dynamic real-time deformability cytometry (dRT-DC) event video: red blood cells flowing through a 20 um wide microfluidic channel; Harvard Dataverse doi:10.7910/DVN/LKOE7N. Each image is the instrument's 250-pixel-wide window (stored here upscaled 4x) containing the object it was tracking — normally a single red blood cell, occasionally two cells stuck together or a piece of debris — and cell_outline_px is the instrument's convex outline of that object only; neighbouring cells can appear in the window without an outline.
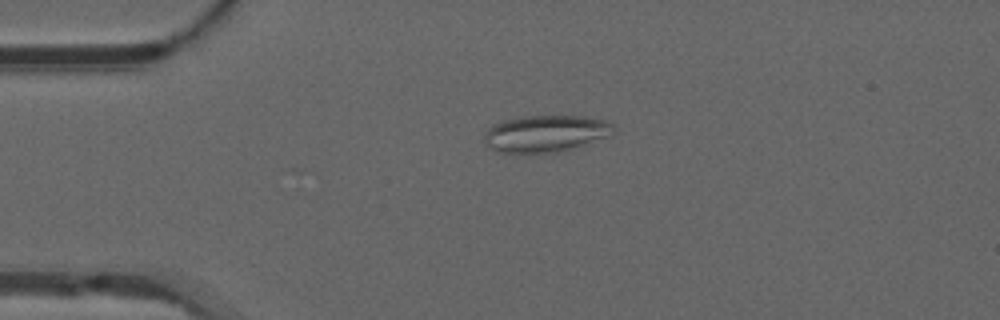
{"species": "common noctule bat (a hibernating species)", "species_latin": "Nyctalus noctula", "temperature_condition": "warm", "stored_images_in_passage": 20, "camera_frame_rate_fps": 3000, "um_per_image_px": 0.085, "animal": {"sex": "male", "forearm_length_mm": 52.5}, "frame": {"image": 1, "passage_image": 4, "time_ms": 1.0, "image_size_px": [1000, 320], "cell_outline_px": [[616, 128], [608, 136], [584, 144], [556, 152], [496, 152], [488, 148], [484, 144], [484, 132], [492, 124], [500, 120], [524, 116], [584, 116], [608, 120]], "centroid_in_image_um": [46.32, 11.33], "position_along_channel_um": 38.7, "area_um2": 27.8}}
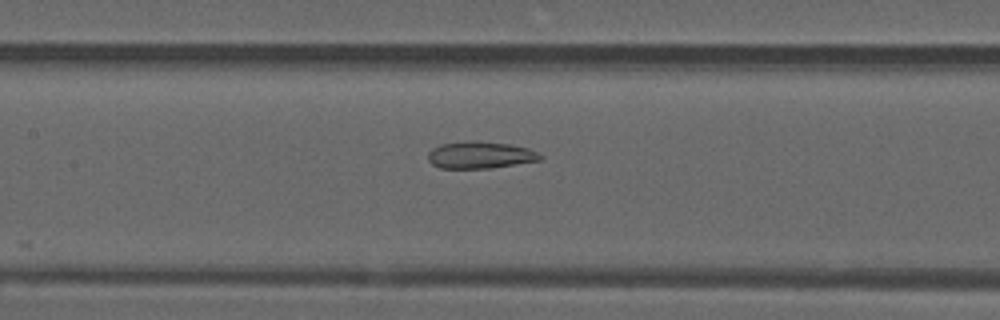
{"frame": {"image": 2, "passage_image": 16, "time_ms": 5.0, "image_size_px": [1000, 320], "cell_outline_px": [[544, 156], [540, 160], [488, 168], [440, 168], [432, 164], [428, 160], [428, 152], [432, 148], [440, 144], [472, 140], [508, 144], [528, 148]], "centroid_in_image_um": [40.78, 13.17], "position_along_channel_um": 166.6, "area_um2": 17.51}}
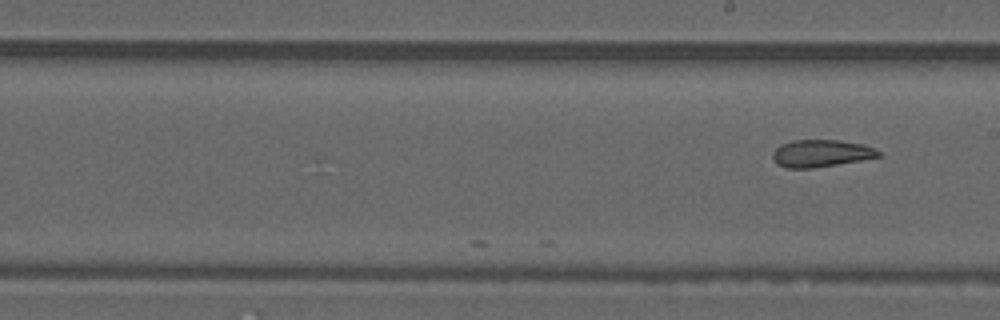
{"frame": {"image": 3, "passage_image": 20, "time_ms": 6.333, "image_size_px": [1000, 320], "cell_outline_px": [[880, 156], [860, 160], [812, 168], [788, 168], [776, 164], [772, 156], [772, 152], [780, 144], [792, 140], [840, 140], [864, 144], [876, 148], [880, 152]], "centroid_in_image_um": [69.77, 13.02], "position_along_channel_um": 219.2, "area_um2": 16.82}}